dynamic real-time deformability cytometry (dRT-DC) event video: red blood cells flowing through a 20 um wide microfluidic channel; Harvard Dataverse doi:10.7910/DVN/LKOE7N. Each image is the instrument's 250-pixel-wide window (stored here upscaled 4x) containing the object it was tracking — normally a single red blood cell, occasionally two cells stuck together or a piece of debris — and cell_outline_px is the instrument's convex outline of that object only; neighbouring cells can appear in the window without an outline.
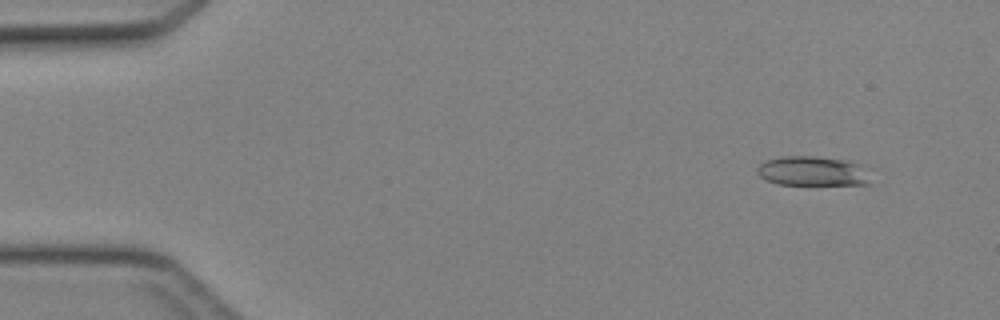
{"species": "Egyptian fruit bat (a non-hibernating species)", "species_latin": "Rousettus aegyptiacus", "temperature_condition": "cold", "stored_images_in_passage": 44, "camera_frame_rate_fps": 3000, "um_per_image_px": 0.085, "animal": {"sex": "female"}, "frame": {"image": 1, "passage_image": 3, "time_ms": 0.667, "image_size_px": [1000, 320], "cell_outline_px": [[872, 184], [776, 184], [760, 176], [756, 172], [756, 168], [764, 160], [780, 156], [816, 156], [848, 160], [856, 164]], "centroid_in_image_um": [68.94, 14.53], "position_along_channel_um": 16.1, "area_um2": 19.13}}
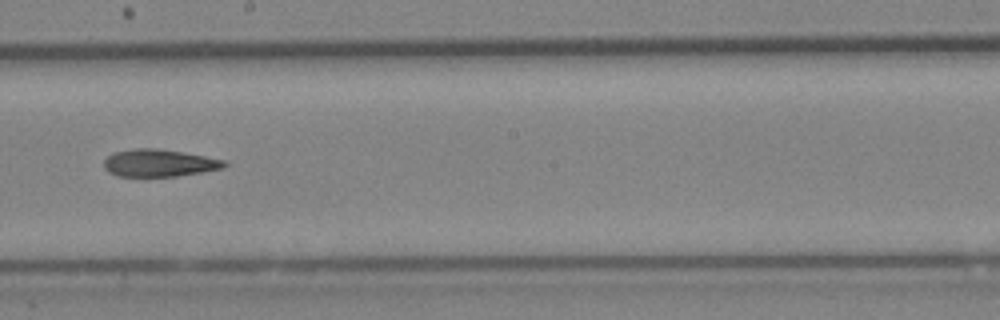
{"frame": {"image": 2, "passage_image": 25, "time_ms": 8.0, "image_size_px": [1000, 320], "cell_outline_px": [[228, 164], [224, 168], [176, 176], [116, 176], [108, 172], [104, 168], [104, 160], [112, 152], [136, 148], [156, 148], [228, 160]], "centroid_in_image_um": [13.52, 13.85], "position_along_channel_um": 234.7, "area_um2": 19.19}}
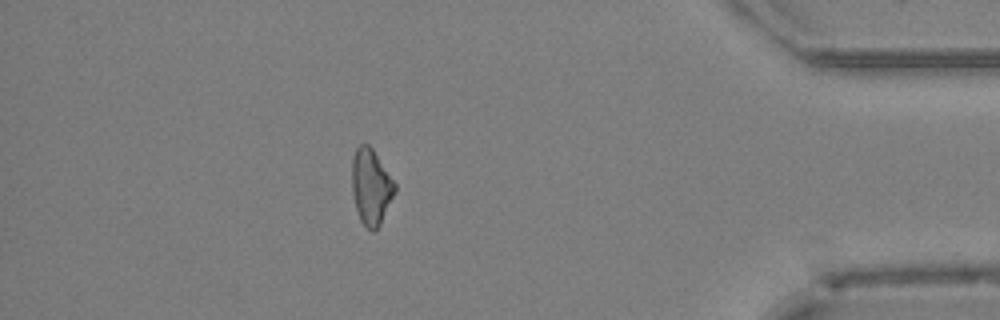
{"frame": {"image": 3, "passage_image": 39, "time_ms": 12.667, "image_size_px": [1000, 320], "cell_outline_px": [[396, 192], [380, 224], [372, 232], [360, 220], [356, 208], [352, 192], [352, 160], [356, 148], [360, 144], [368, 144], [372, 148], [396, 184]], "centroid_in_image_um": [31.54, 15.87], "position_along_channel_um": 403.7, "area_um2": 18.79}}